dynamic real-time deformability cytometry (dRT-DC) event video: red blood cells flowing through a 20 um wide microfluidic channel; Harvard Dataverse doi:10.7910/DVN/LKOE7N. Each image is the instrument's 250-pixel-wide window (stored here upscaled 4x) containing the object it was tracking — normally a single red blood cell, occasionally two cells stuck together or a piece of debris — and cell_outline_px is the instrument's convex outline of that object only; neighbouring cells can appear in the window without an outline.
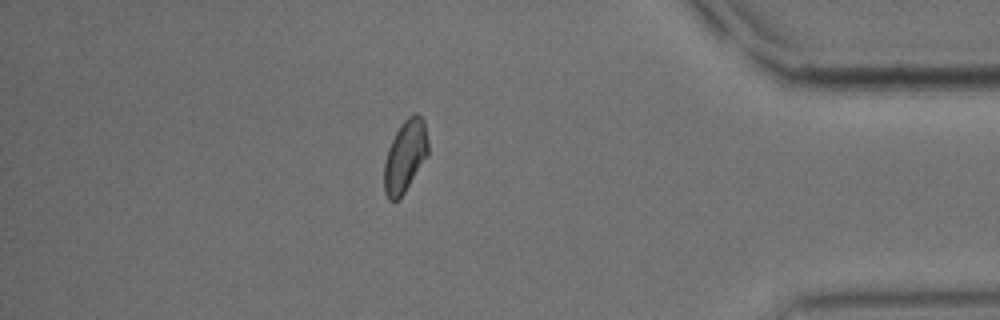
{"species": "common noctule bat (a hibernating species)", "species_latin": "Nyctalus noctula", "temperature_condition": "cold", "stored_images_in_passage": 56, "segment_of_instrument_passage": [2, 2], "camera_frame_rate_fps": 3000, "um_per_image_px": 0.085, "animal": {"sex": "male", "body_mass_g": 15.6}, "frame": {"image": 1, "passage_image": 56, "time_ms": 18.333, "image_size_px": [1000, 320], "cell_outline_px": [[428, 156], [404, 192], [396, 200], [388, 200], [384, 192], [384, 164], [388, 148], [400, 124], [412, 112], [416, 112], [424, 120], [428, 140]], "centroid_in_image_um": [34.44, 13.24], "position_along_channel_um": 400.8, "area_um2": 18.5}}